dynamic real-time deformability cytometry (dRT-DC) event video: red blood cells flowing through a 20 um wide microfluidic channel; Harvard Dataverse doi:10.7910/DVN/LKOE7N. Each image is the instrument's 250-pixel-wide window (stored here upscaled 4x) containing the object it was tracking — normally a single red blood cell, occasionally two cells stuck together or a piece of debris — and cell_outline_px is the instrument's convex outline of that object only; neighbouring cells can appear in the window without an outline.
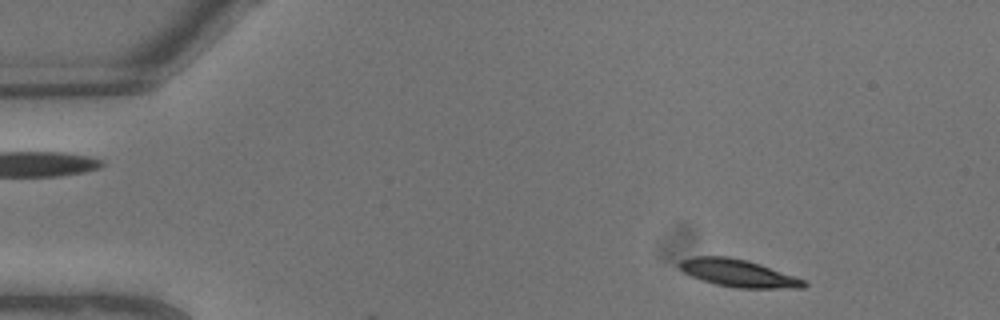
{"species": "common noctule bat (a hibernating species)", "species_latin": "Nyctalus noctula", "temperature_condition": "warm", "stored_images_in_passage": 2, "camera_frame_rate_fps": 3000, "um_per_image_px": 0.085, "animal": {"sex": "male", "body_mass_g": 13.3}, "frame": {"image": 1, "passage_image": 1, "time_ms": 0.0, "image_size_px": [1000, 320], "cell_outline_px": [[808, 284], [804, 288], [736, 288], [716, 284], [700, 280], [684, 272], [676, 264], [680, 260], [692, 256], [728, 256], [748, 260], [760, 264], [804, 280]], "centroid_in_image_um": [62.7, 23.21], "position_along_channel_um": 22.3, "area_um2": 19.94}}